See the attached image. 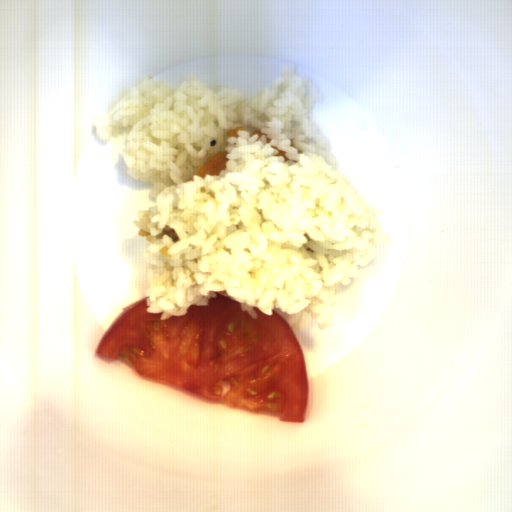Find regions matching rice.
Returning a JSON list of instances; mask_svg holds the SVG:
<instances>
[{
    "mask_svg": "<svg viewBox=\"0 0 512 512\" xmlns=\"http://www.w3.org/2000/svg\"><path fill=\"white\" fill-rule=\"evenodd\" d=\"M322 100L294 64L251 98L190 71L177 89L148 75L90 119L105 144L126 128V172L151 184L156 206L132 220L145 238L148 313L181 316L218 293L254 319L255 308L282 310L294 333L310 320L330 328L338 285L361 276L391 234L383 208L339 170L312 115ZM241 125L239 138L226 137ZM258 129L260 139L249 136ZM220 152L227 169L203 181L196 171Z\"/></svg>",
    "mask_w": 512,
    "mask_h": 512,
    "instance_id": "652b925c",
    "label": "rice"
}]
</instances>
